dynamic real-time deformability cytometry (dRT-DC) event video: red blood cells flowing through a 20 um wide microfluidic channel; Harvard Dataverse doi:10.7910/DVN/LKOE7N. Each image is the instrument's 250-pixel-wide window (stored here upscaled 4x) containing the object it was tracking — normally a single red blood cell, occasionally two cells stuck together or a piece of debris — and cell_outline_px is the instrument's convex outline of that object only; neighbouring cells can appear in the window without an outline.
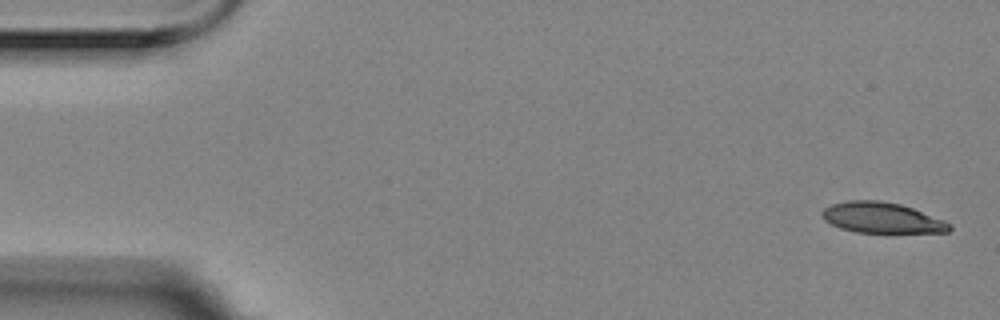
{"species": "Egyptian fruit bat (a non-hibernating species)", "species_latin": "Rousettus aegyptiacus", "temperature_condition": "room temperature", "stored_images_in_passage": 5, "camera_frame_rate_fps": 3000, "um_per_image_px": 0.085, "animal": {"sex": "female"}, "frame": {"image": 1, "passage_image": 1, "time_ms": 0.0, "image_size_px": [1000, 320], "cell_outline_px": [[952, 228], [948, 232], [856, 232], [840, 228], [824, 220], [820, 212], [824, 208], [832, 204], [848, 200], [880, 200], [900, 204], [912, 208], [944, 220], [952, 224]], "centroid_in_image_um": [74.94, 18.5], "position_along_channel_um": 10.1, "area_um2": 22.66}}
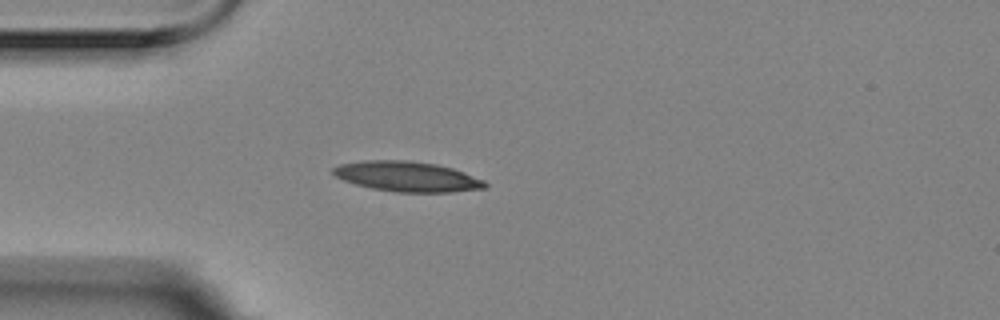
{"frame": {"image": 2, "passage_image": 5, "time_ms": 1.333, "image_size_px": [1000, 320], "cell_outline_px": [[488, 184], [484, 188], [452, 192], [396, 192], [372, 188], [356, 184], [344, 180], [336, 176], [332, 172], [332, 168], [340, 164], [364, 160], [408, 160], [436, 164], [452, 168], [464, 172], [484, 180]], "centroid_in_image_um": [34.61, 15.0], "position_along_channel_um": 50.4, "area_um2": 26.59}}